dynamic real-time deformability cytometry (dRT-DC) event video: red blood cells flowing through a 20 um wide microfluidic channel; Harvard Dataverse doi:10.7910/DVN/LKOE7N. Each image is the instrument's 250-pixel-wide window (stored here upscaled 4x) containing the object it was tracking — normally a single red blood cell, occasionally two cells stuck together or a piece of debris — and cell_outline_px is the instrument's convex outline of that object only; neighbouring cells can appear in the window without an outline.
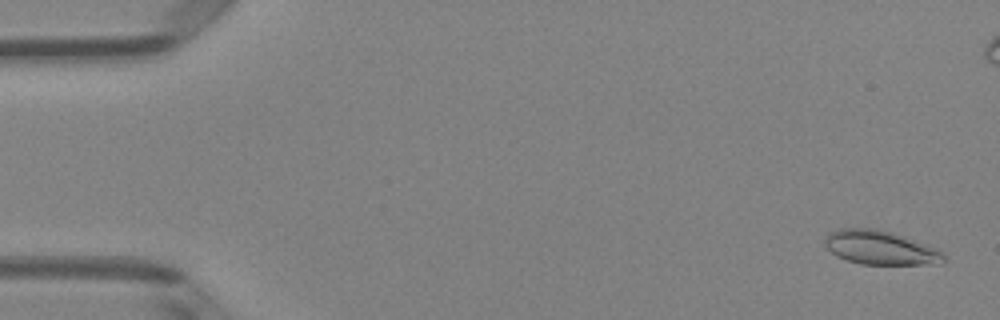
{"species": "Egyptian fruit bat (a non-hibernating species)", "species_latin": "Rousettus aegyptiacus", "temperature_condition": "room temperature", "stored_images_in_passage": 51, "camera_frame_rate_fps": 3000, "um_per_image_px": 0.085, "animal": {"sex": "female"}, "frame": {"image": 1, "passage_image": 2, "time_ms": 0.333, "image_size_px": [1000, 320], "cell_outline_px": [[944, 260], [940, 264], [860, 264], [836, 256], [824, 244], [824, 236], [840, 228], [876, 228], [892, 232], [904, 236], [936, 248], [944, 252]], "centroid_in_image_um": [74.82, 21.04], "position_along_channel_um": 10.2, "area_um2": 23.52}}
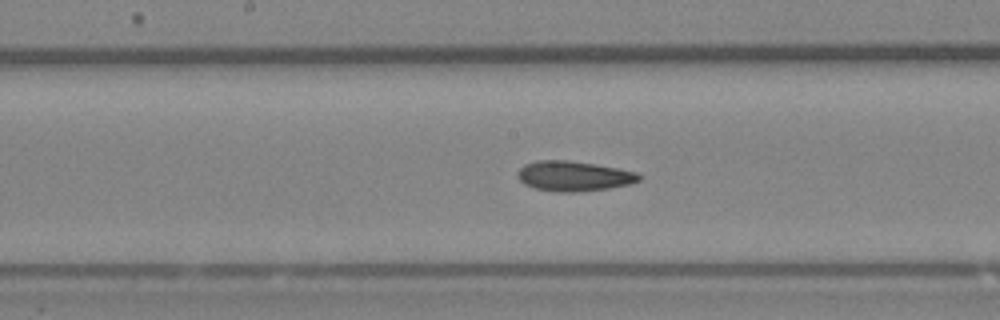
{"frame": {"image": 2, "passage_image": 26, "time_ms": 8.333, "image_size_px": [1000, 320], "cell_outline_px": [[640, 180], [632, 184], [608, 188], [572, 192], [556, 192], [536, 188], [524, 184], [516, 176], [516, 172], [524, 164], [536, 160], [568, 160], [616, 168], [636, 172], [640, 176]], "centroid_in_image_um": [48.72, 14.96], "position_along_channel_um": 199.5, "area_um2": 21.15}}
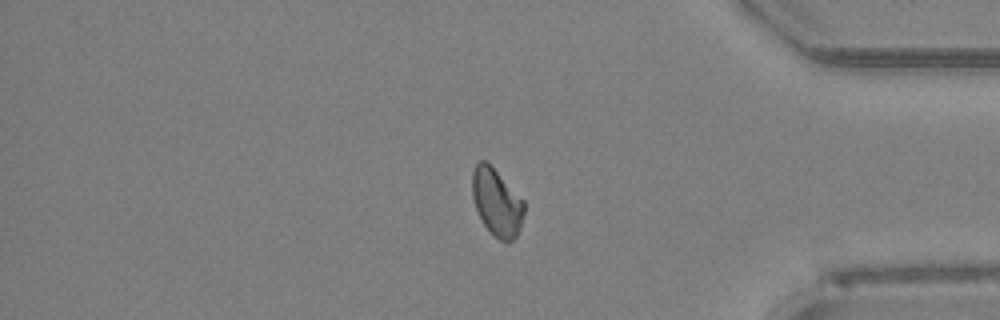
{"frame": {"image": 3, "passage_image": 42, "time_ms": 13.667, "image_size_px": [1000, 320], "cell_outline_px": [[524, 212], [520, 228], [516, 236], [508, 244], [492, 236], [484, 224], [476, 208], [472, 196], [472, 172], [476, 164], [480, 160], [484, 160], [524, 200]], "centroid_in_image_um": [42.22, 17.25], "position_along_channel_um": 393.0, "area_um2": 20.11}, "authors_computed_cell_mechanics": {"area_um2": 21.097, "velocity_mm_per_s": 4.0712, "shape_relaxation_time_tau1_ms": null, "shape_relaxation_time_tau2_ms": 4.9233, "deformation_change_tau1": null, "deformation_change_tau2": 0.0964}}